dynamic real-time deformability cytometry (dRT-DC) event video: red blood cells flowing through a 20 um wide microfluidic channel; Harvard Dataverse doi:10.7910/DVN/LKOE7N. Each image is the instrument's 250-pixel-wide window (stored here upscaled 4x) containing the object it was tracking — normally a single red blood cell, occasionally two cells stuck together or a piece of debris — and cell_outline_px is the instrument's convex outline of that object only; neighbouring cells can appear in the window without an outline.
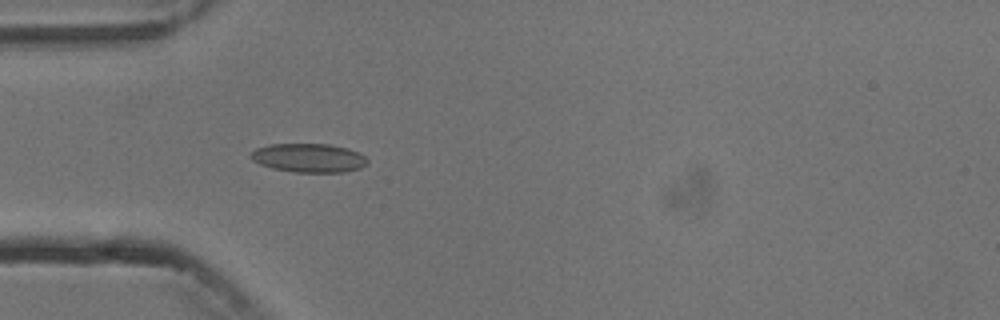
{"species": "common noctule bat (a hibernating species)", "species_latin": "Nyctalus noctula", "temperature_condition": "cold", "stored_images_in_passage": 4, "camera_frame_rate_fps": 3000, "um_per_image_px": 0.085, "animal": {"sex": "male", "body_mass_g": 13.3}, "frame": {"image": 1, "passage_image": 4, "time_ms": 3.667, "image_size_px": [1000, 320], "cell_outline_px": [[368, 164], [360, 168], [344, 172], [296, 172], [272, 168], [260, 164], [252, 160], [248, 156], [256, 148], [268, 144], [328, 144], [348, 148], [360, 152], [368, 160]], "centroid_in_image_um": [26.25, 13.42], "position_along_channel_um": 58.7, "area_um2": 19.71}}